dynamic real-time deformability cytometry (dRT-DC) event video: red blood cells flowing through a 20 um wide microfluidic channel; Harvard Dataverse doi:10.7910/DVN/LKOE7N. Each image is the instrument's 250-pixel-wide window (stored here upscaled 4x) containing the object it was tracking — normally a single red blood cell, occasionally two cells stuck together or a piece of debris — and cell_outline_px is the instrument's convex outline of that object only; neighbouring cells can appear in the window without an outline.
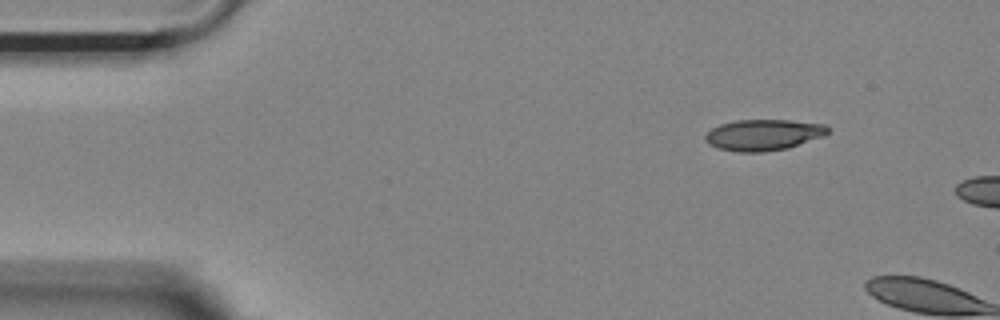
{"species": "Egyptian fruit bat (a non-hibernating species)", "species_latin": "Rousettus aegyptiacus", "temperature_condition": "room temperature", "stored_images_in_passage": 3, "camera_frame_rate_fps": 3000, "um_per_image_px": 0.085, "animal": {"sex": "female"}, "frame": {"image": 1, "passage_image": 1, "time_ms": 0.0, "image_size_px": [1000, 320], "cell_outline_px": [[828, 132], [824, 136], [788, 148], [764, 152], [736, 152], [716, 148], [708, 144], [704, 140], [704, 136], [712, 128], [720, 124], [736, 120], [788, 120], [824, 124], [828, 128]], "centroid_in_image_um": [64.85, 11.47], "position_along_channel_um": 20.1, "area_um2": 22.31}}